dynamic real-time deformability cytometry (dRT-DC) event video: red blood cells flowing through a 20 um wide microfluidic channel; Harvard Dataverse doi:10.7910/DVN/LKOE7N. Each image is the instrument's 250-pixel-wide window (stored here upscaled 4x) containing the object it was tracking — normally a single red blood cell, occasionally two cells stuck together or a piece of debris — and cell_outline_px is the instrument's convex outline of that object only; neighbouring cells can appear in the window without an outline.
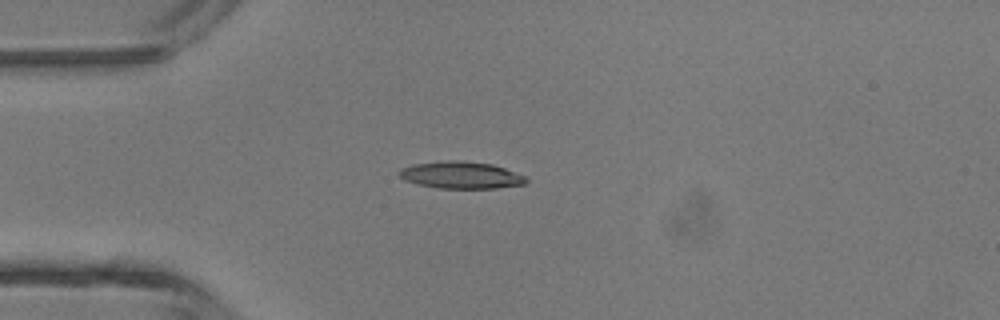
{"species": "common noctule bat (a hibernating species)", "species_latin": "Nyctalus noctula", "temperature_condition": "room temperature", "stored_images_in_passage": 3, "camera_frame_rate_fps": 3000, "um_per_image_px": 0.085, "animal": {"sex": "male", "body_mass_g": 13.3}, "frame": {"image": 1, "passage_image": 2, "time_ms": 0.333, "image_size_px": [1000, 320], "cell_outline_px": [[528, 180], [524, 184], [496, 188], [436, 188], [404, 180], [396, 172], [400, 168], [412, 164], [444, 160], [460, 160], [492, 164], [504, 168], [524, 176]], "centroid_in_image_um": [39.13, 14.87], "position_along_channel_um": 45.9, "area_um2": 20.0}}